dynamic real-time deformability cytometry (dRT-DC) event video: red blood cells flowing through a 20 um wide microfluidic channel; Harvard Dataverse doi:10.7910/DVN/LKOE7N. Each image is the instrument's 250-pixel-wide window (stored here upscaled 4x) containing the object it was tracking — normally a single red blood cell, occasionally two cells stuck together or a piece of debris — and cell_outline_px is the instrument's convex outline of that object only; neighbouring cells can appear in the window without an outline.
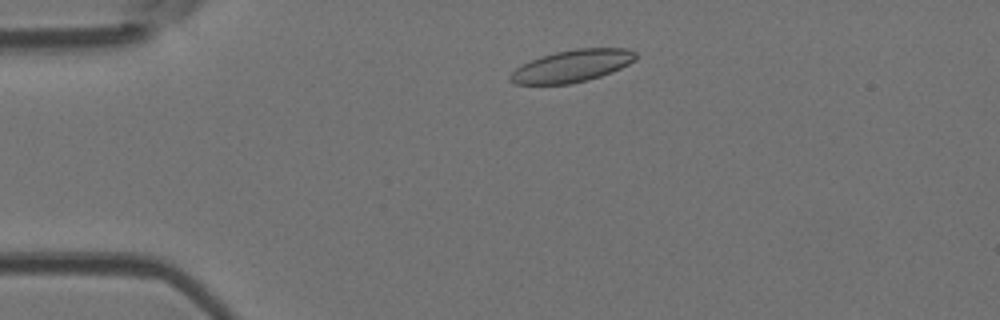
{"species": "Egyptian fruit bat (a non-hibernating species)", "species_latin": "Rousettus aegyptiacus", "temperature_condition": "room temperature", "stored_images_in_passage": 3, "camera_frame_rate_fps": 3000, "um_per_image_px": 0.085, "animal": {"sex": "female"}, "frame": {"image": 1, "passage_image": 2, "time_ms": 0.333, "image_size_px": [1000, 320], "cell_outline_px": [[636, 60], [612, 72], [588, 80], [568, 84], [516, 84], [508, 80], [508, 76], [516, 68], [540, 56], [556, 52], [576, 48], [628, 48], [636, 52]], "centroid_in_image_um": [48.63, 5.6], "position_along_channel_um": 36.4, "area_um2": 23.47}}